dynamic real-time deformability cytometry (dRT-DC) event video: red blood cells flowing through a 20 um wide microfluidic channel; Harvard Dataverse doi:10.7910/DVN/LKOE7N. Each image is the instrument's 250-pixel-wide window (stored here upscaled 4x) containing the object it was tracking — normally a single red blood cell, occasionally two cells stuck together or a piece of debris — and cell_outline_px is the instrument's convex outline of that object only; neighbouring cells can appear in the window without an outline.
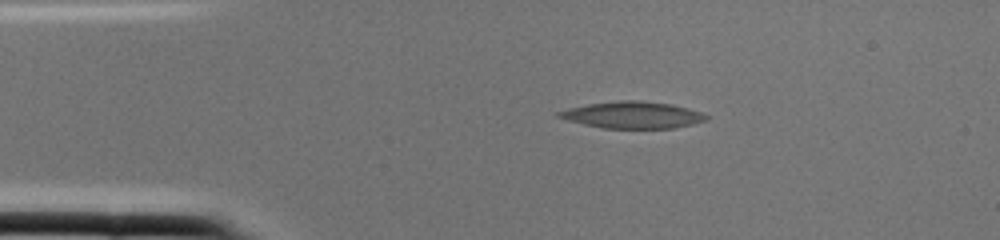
{"species": "common noctule bat (a hibernating species)", "species_latin": "Nyctalus noctula", "temperature_condition": "cold", "stored_images_in_passage": 1, "camera_frame_rate_fps": 3000, "um_per_image_px": 0.085, "animal": {"sex": "female", "body_mass_g": 22.0, "forearm_length_mm": 56.7}, "frame": {"image": 1, "passage_image": 1, "time_ms": 0.0, "image_size_px": [1000, 240], "cell_outline_px": [[708, 120], [676, 128], [604, 128], [584, 124], [568, 120], [556, 116], [556, 112], [568, 108], [588, 104], [616, 100], [640, 100], [672, 104], [688, 108], [700, 112], [708, 116]], "centroid_in_image_um": [53.77, 9.76], "position_along_channel_um": 31.2, "area_um2": 23.0}}